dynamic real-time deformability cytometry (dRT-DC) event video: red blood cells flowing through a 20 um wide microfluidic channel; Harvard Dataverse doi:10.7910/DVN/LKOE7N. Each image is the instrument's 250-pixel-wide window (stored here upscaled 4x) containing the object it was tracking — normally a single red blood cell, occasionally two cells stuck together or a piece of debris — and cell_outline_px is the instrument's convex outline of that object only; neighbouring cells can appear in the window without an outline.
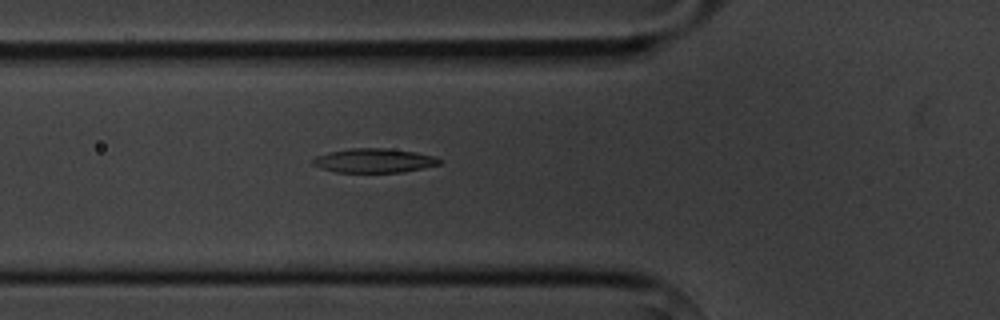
{"species": "common noctule bat (a hibernating species)", "species_latin": "Nyctalus noctula", "temperature_condition": "cold", "stored_images_in_passage": 3, "camera_frame_rate_fps": 3000, "um_per_image_px": 0.085, "animal": {"sex": "male", "body_mass_g": 20.1, "forearm_length_mm": 53.5}, "frame": {"image": 1, "passage_image": 3, "time_ms": 3.333, "image_size_px": [1000, 320], "cell_outline_px": [[440, 164], [424, 168], [404, 172], [336, 172], [320, 168], [312, 164], [312, 160], [316, 156], [328, 152], [352, 148], [384, 148], [416, 152], [432, 156], [440, 160]], "centroid_in_image_um": [31.76, 13.65], "position_along_channel_um": 94.0, "area_um2": 17.74}}